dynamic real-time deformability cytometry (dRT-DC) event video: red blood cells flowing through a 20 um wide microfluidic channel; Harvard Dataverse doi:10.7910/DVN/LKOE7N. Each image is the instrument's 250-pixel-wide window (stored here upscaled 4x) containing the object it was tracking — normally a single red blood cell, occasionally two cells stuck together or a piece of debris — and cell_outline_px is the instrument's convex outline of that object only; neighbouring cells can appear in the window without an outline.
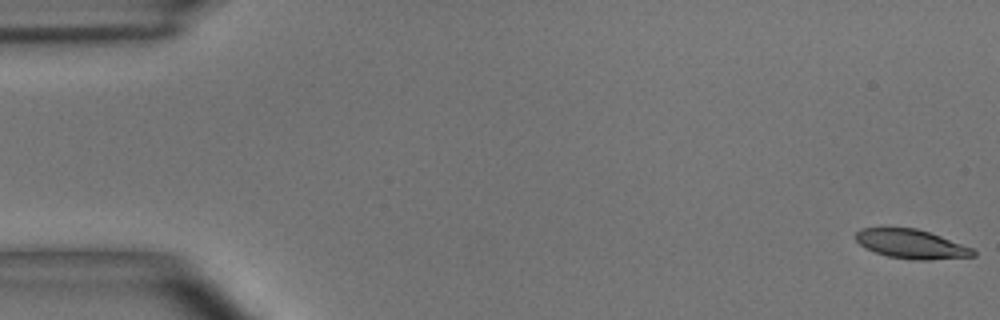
{"species": "common noctule bat (a hibernating species)", "species_latin": "Nyctalus noctula", "temperature_condition": "room temperature", "stored_images_in_passage": 55, "camera_frame_rate_fps": 3000, "um_per_image_px": 0.085, "animal": {"sex": "male", "body_mass_g": 15.6}, "frame": {"image": 1, "passage_image": 1, "time_ms": 0.0, "image_size_px": [1000, 320], "cell_outline_px": [[976, 256], [928, 260], [916, 260], [888, 256], [876, 252], [860, 244], [856, 240], [856, 232], [860, 228], [916, 228], [940, 236], [972, 248], [976, 252]], "centroid_in_image_um": [77.48, 20.74], "position_along_channel_um": 7.5, "area_um2": 19.59}}
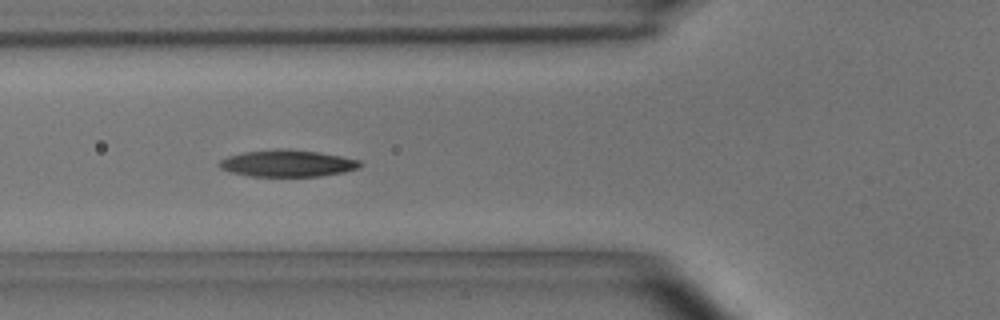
{"frame": {"image": 2, "passage_image": 20, "time_ms": 6.333, "image_size_px": [1000, 320], "cell_outline_px": [[364, 164], [360, 168], [344, 172], [320, 176], [252, 176], [232, 172], [220, 168], [220, 160], [228, 156], [244, 152], [288, 148], [320, 152], [360, 160]], "centroid_in_image_um": [24.5, 13.88], "position_along_channel_um": 101.3, "area_um2": 21.91}}
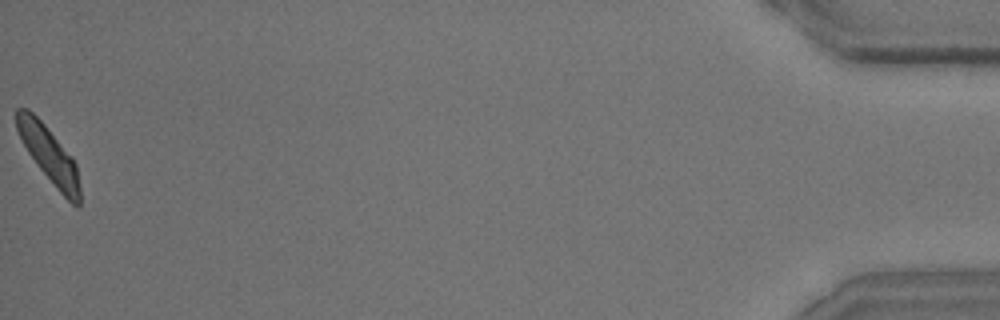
{"frame": {"image": 3, "passage_image": 55, "time_ms": 18.0, "image_size_px": [1000, 320], "cell_outline_px": [[80, 208], [76, 208], [56, 188], [36, 164], [28, 152], [16, 128], [12, 116], [16, 108], [28, 108], [44, 124], [72, 156], [76, 164], [80, 188]], "centroid_in_image_um": [4.15, 13.13], "position_along_channel_um": 431.1, "area_um2": 20.81}, "authors_computed_cell_mechanics": {"area_um2": 21.3282, "velocity_mm_per_s": 3.6597, "shape_relaxation_time_tau1_ms": 4.9712, "shape_relaxation_time_tau2_ms": 6.8737, "deformation_change_tau1": 0.1451, "deformation_change_tau2": 0.149}}